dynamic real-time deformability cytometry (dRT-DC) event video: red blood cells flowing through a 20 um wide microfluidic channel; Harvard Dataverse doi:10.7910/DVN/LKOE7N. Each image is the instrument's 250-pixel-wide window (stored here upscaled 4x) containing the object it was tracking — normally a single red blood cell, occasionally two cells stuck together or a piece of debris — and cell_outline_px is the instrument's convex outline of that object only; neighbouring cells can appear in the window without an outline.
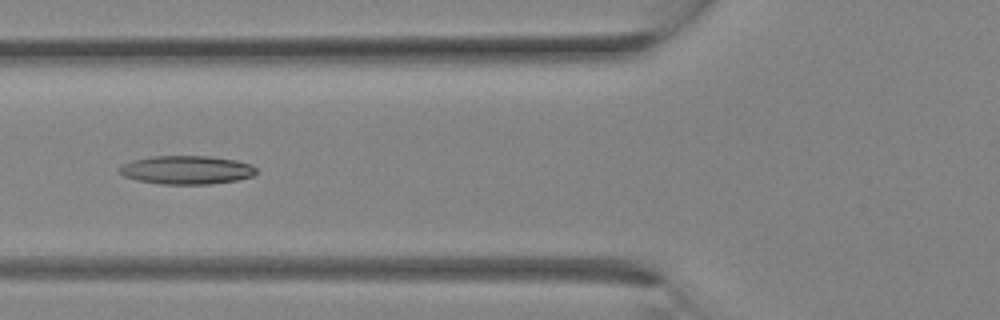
{"species": "Egyptian fruit bat (a non-hibernating species)", "species_latin": "Rousettus aegyptiacus", "temperature_condition": "room temperature", "stored_images_in_passage": 27, "camera_frame_rate_fps": 3000, "um_per_image_px": 0.085, "animal": {"sex": "female"}, "frame": {"image": 1, "passage_image": 9, "time_ms": 2.667, "image_size_px": [1000, 320], "cell_outline_px": [[256, 172], [252, 176], [236, 180], [212, 184], [160, 184], [136, 180], [124, 176], [116, 172], [116, 168], [132, 160], [152, 156], [208, 156], [236, 160], [252, 164], [256, 168]], "centroid_in_image_um": [15.82, 14.44], "position_along_channel_um": 110.0, "area_um2": 22.95}}
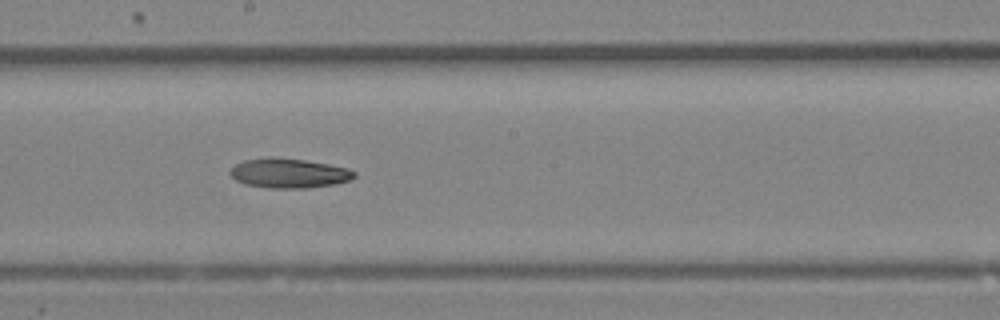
{"frame": {"image": 2, "passage_image": 14, "time_ms": 4.333, "image_size_px": [1000, 320], "cell_outline_px": [[356, 176], [352, 180], [332, 184], [308, 188], [268, 188], [244, 184], [236, 180], [228, 172], [236, 164], [244, 160], [268, 156], [272, 156], [304, 160], [328, 164], [348, 168], [356, 172]], "centroid_in_image_um": [24.55, 14.71], "position_along_channel_um": 223.7, "area_um2": 21.56}}
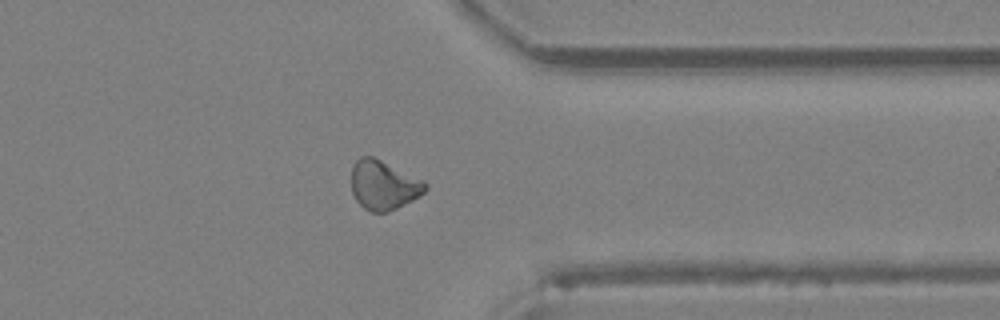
{"frame": {"image": 3, "passage_image": 21, "time_ms": 6.667, "image_size_px": [1000, 320], "cell_outline_px": [[428, 188], [420, 196], [388, 212], [372, 212], [364, 208], [356, 200], [352, 192], [352, 168], [356, 160], [360, 156], [372, 156], [424, 180], [428, 184]], "centroid_in_image_um": [32.61, 15.73], "position_along_channel_um": 378.8, "area_um2": 21.15}}